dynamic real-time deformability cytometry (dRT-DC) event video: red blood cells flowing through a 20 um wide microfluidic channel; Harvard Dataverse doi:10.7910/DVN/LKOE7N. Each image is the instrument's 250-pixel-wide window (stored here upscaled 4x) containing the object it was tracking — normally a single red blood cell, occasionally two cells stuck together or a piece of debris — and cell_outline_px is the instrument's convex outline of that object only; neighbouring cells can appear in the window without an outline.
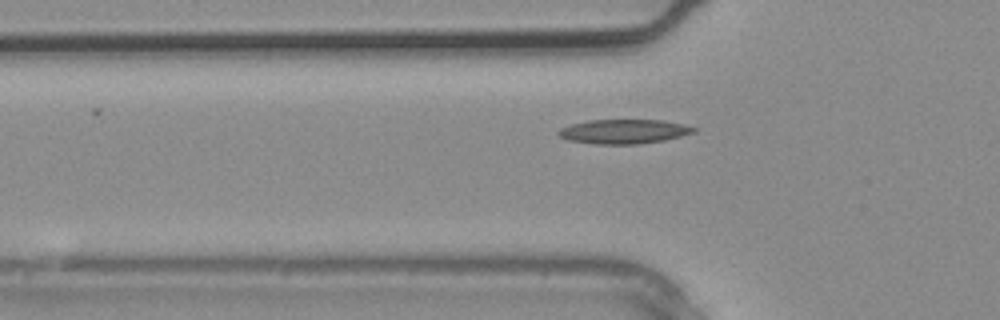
{"species": "common noctule bat (a hibernating species)", "species_latin": "Nyctalus noctula", "temperature_condition": "warm", "stored_images_in_passage": 4, "camera_frame_rate_fps": 3000, "um_per_image_px": 0.085, "animal": {"sex": "male", "body_mass_g": 20.4}, "frame": {"image": 1, "passage_image": 4, "time_ms": 1.0, "image_size_px": [1000, 320], "cell_outline_px": [[696, 132], [664, 140], [640, 144], [596, 144], [568, 140], [560, 136], [556, 132], [560, 128], [572, 124], [588, 120], [660, 120], [684, 124], [696, 128]], "centroid_in_image_um": [53.02, 11.18], "position_along_channel_um": 72.8, "area_um2": 19.13}}